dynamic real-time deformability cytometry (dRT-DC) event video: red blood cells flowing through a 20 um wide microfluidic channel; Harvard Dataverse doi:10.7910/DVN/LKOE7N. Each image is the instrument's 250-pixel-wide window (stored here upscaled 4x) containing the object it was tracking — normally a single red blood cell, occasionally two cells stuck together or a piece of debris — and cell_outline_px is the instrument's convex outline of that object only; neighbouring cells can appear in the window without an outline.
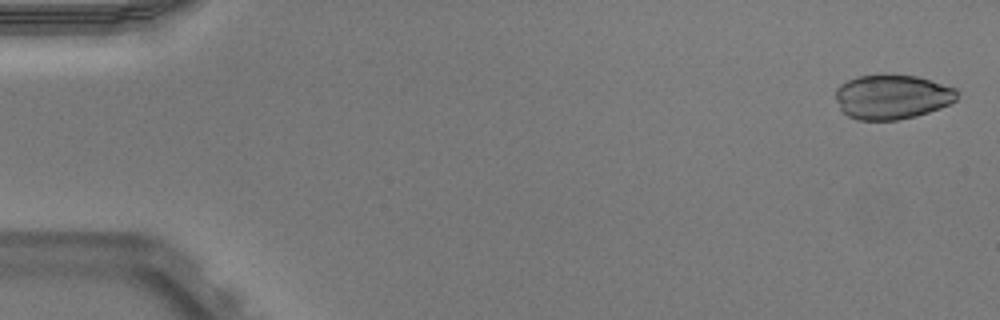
{"species": "Egyptian fruit bat (a non-hibernating species)", "species_latin": "Rousettus aegyptiacus", "temperature_condition": "warm", "stored_images_in_passage": 51, "camera_frame_rate_fps": 3000, "um_per_image_px": 0.085, "animal": {"sex": "male"}, "frame": {"image": 1, "passage_image": 2, "time_ms": 0.333, "image_size_px": [1000, 320], "cell_outline_px": [[956, 100], [940, 108], [916, 116], [896, 120], [856, 120], [848, 116], [840, 108], [836, 100], [836, 88], [840, 84], [856, 76], [916, 76], [956, 88]], "centroid_in_image_um": [75.8, 8.25], "position_along_channel_um": 9.2, "area_um2": 31.1}}
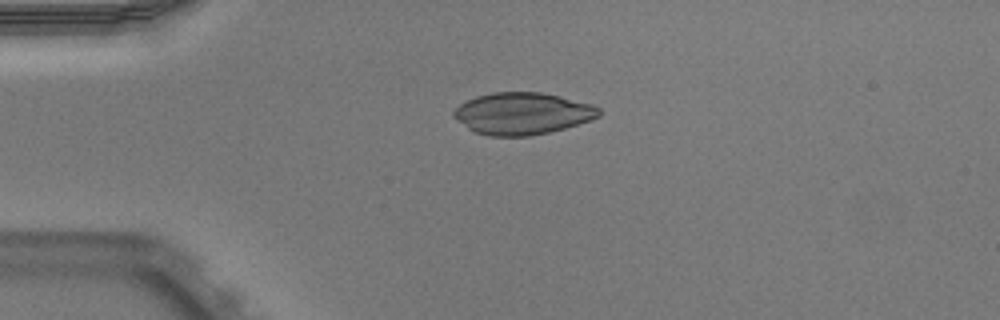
{"frame": {"image": 2, "passage_image": 13, "time_ms": 4.0, "image_size_px": [1000, 320], "cell_outline_px": [[600, 116], [592, 120], [564, 128], [548, 132], [528, 136], [488, 136], [476, 132], [468, 128], [456, 120], [452, 116], [452, 112], [460, 104], [476, 96], [492, 92], [540, 92], [560, 96], [592, 104], [600, 108]], "centroid_in_image_um": [44.4, 9.64], "position_along_channel_um": 40.6, "area_um2": 35.49}}